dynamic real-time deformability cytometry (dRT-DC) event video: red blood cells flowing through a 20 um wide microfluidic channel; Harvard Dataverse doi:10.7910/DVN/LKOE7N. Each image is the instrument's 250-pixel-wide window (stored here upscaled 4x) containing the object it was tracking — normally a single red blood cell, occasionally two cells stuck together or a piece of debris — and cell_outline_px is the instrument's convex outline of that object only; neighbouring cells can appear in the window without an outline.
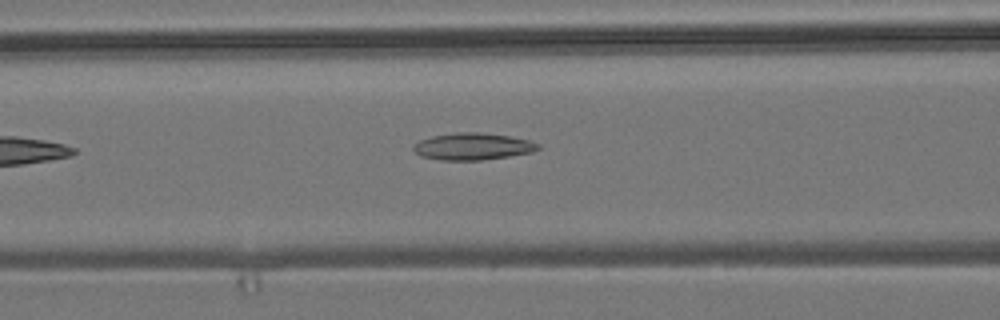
{"species": "common noctule bat (a hibernating species)", "species_latin": "Nyctalus noctula", "temperature_condition": "room temperature", "stored_images_in_passage": 14, "camera_frame_rate_fps": 3000, "um_per_image_px": 0.085, "animal": {"sex": "male", "body_mass_g": 19.2, "forearm_length_mm": 51.8}, "frame": {"image": 1, "passage_image": 5, "time_ms": 1.333, "image_size_px": [1000, 320], "cell_outline_px": [[540, 148], [532, 152], [508, 156], [480, 160], [440, 160], [420, 156], [412, 148], [420, 140], [432, 136], [456, 132], [480, 132], [508, 136], [528, 140], [540, 144]], "centroid_in_image_um": [40.17, 12.45], "position_along_channel_um": 126.4, "area_um2": 19.42}}
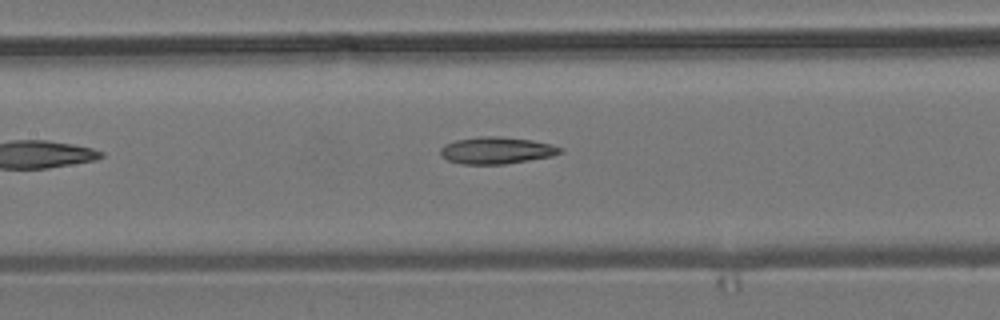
{"frame": {"image": 2, "passage_image": 8, "time_ms": 2.333, "image_size_px": [1000, 320], "cell_outline_px": [[564, 152], [552, 156], [504, 164], [460, 164], [448, 160], [440, 156], [440, 148], [444, 144], [456, 140], [480, 136], [496, 136], [532, 140], [552, 144], [564, 148]], "centroid_in_image_um": [42.21, 12.78], "position_along_channel_um": 165.2, "area_um2": 18.9}}